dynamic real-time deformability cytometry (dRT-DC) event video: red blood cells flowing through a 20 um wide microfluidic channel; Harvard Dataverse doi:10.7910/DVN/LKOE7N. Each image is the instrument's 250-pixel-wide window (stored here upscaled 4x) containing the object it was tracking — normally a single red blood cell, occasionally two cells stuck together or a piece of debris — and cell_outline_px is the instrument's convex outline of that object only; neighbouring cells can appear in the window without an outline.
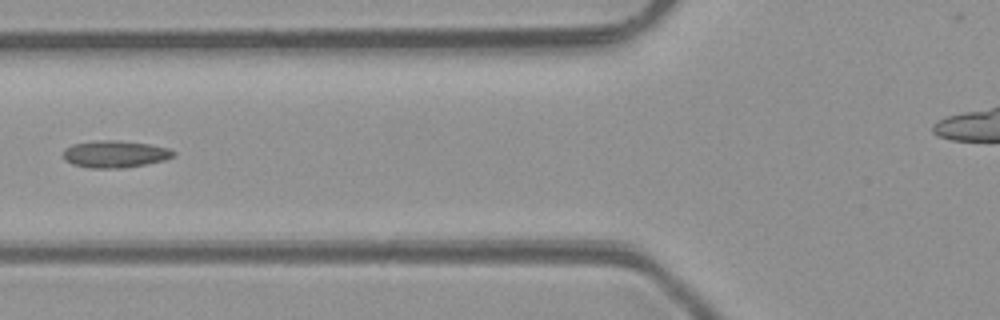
{"species": "common noctule bat (a hibernating species)", "species_latin": "Nyctalus noctula", "temperature_condition": "room temperature", "stored_images_in_passage": 6, "camera_frame_rate_fps": 3000, "um_per_image_px": 0.085, "animal": {"sex": "male", "body_mass_g": 23.1, "forearm_length_mm": 52.7}, "frame": {"image": 1, "passage_image": 6, "time_ms": 5.667, "image_size_px": [1000, 320], "cell_outline_px": [[176, 152], [172, 156], [164, 160], [124, 168], [88, 168], [72, 164], [64, 160], [64, 148], [72, 144], [96, 140], [120, 140], [148, 144], [168, 148]], "centroid_in_image_um": [9.73, 13.09], "position_along_channel_um": 116.1, "area_um2": 17.4}}